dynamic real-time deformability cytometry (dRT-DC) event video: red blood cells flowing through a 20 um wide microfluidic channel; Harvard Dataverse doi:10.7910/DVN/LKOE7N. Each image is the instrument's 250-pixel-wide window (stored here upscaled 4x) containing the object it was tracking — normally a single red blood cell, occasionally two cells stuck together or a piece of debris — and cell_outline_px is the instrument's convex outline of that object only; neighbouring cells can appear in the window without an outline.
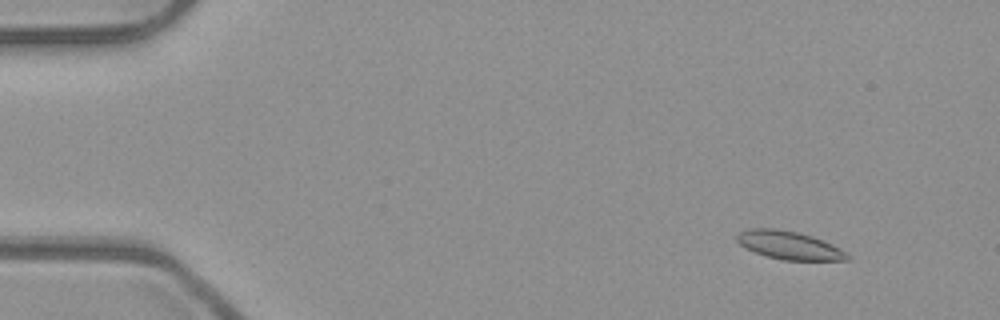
{"species": "common noctule bat (a hibernating species)", "species_latin": "Nyctalus noctula", "temperature_condition": "room temperature", "stored_images_in_passage": 52, "camera_frame_rate_fps": 3000, "um_per_image_px": 0.085, "animal": {"sex": "male", "body_mass_g": 23.1, "forearm_length_mm": 52.7}, "frame": {"image": 1, "passage_image": 5, "time_ms": 1.333, "image_size_px": [1000, 320], "cell_outline_px": [[852, 256], [848, 260], [780, 260], [764, 256], [740, 244], [736, 240], [736, 236], [740, 232], [748, 228], [772, 228], [796, 232], [812, 236], [832, 244], [848, 252]], "centroid_in_image_um": [67.11, 20.86], "position_along_channel_um": 17.9, "area_um2": 18.15}}
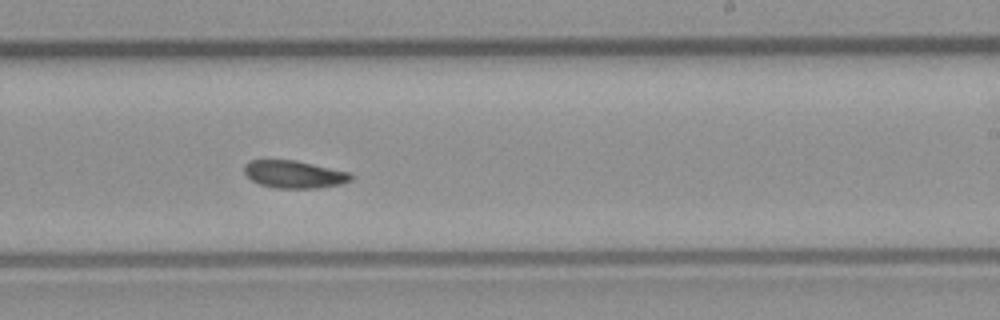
{"frame": {"image": 2, "passage_image": 32, "time_ms": 10.333, "image_size_px": [1000, 320], "cell_outline_px": [[352, 180], [340, 184], [320, 188], [276, 188], [260, 184], [252, 180], [244, 172], [244, 164], [248, 160], [296, 160], [352, 172]], "centroid_in_image_um": [25.03, 14.81], "position_along_channel_um": 264.0, "area_um2": 17.28}}
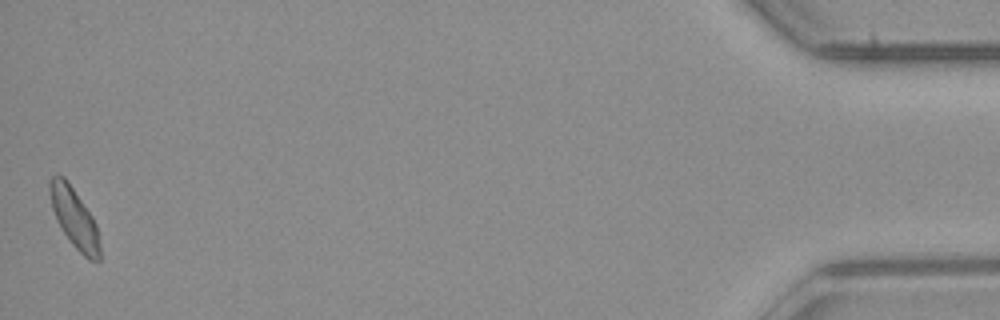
{"frame": {"image": 3, "passage_image": 52, "time_ms": 17.0, "image_size_px": [1000, 320], "cell_outline_px": [[100, 260], [88, 260], [72, 244], [56, 220], [52, 208], [48, 188], [48, 180], [52, 176], [64, 176], [92, 216], [96, 224], [100, 244]], "centroid_in_image_um": [6.31, 18.52], "position_along_channel_um": 428.9, "area_um2": 17.22}, "authors_computed_cell_mechanics": {"area_um2": 17.6579, "velocity_mm_per_s": 3.9361, "shape_relaxation_time_tau1_ms": 10.3302, "shape_relaxation_time_tau2_ms": 7.7717, "deformation_change_tau1": 0.1655, "deformation_change_tau2": 0.1352}}